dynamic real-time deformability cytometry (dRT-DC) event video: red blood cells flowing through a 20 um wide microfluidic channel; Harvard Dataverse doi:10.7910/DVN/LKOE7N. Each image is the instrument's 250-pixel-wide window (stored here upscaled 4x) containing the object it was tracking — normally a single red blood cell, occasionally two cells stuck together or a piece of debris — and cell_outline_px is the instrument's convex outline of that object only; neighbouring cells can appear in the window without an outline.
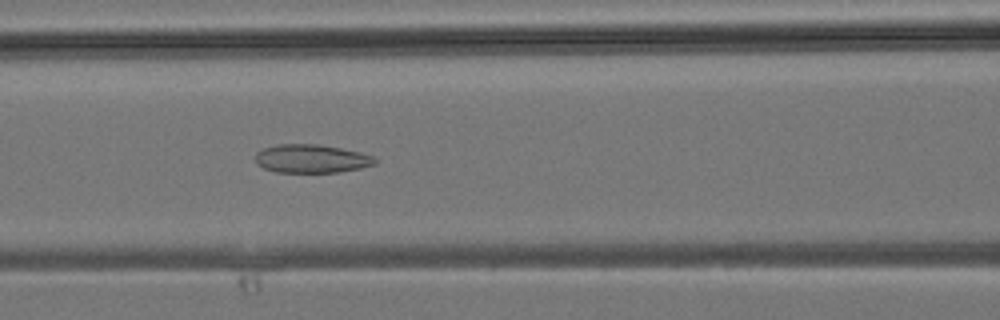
{"species": "common noctule bat (a hibernating species)", "species_latin": "Nyctalus noctula", "temperature_condition": "room temperature", "stored_images_in_passage": 36, "camera_frame_rate_fps": 3000, "um_per_image_px": 0.085, "animal": {"sex": "male", "body_mass_g": 19.2, "forearm_length_mm": 51.8}, "frame": {"image": 1, "passage_image": 15, "time_ms": 4.667, "image_size_px": [1000, 320], "cell_outline_px": [[376, 164], [360, 168], [340, 172], [276, 172], [264, 168], [256, 164], [256, 152], [264, 148], [280, 144], [316, 144], [340, 148], [360, 152], [372, 156], [376, 160]], "centroid_in_image_um": [26.46, 13.49], "position_along_channel_um": 140.1, "area_um2": 19.71}}
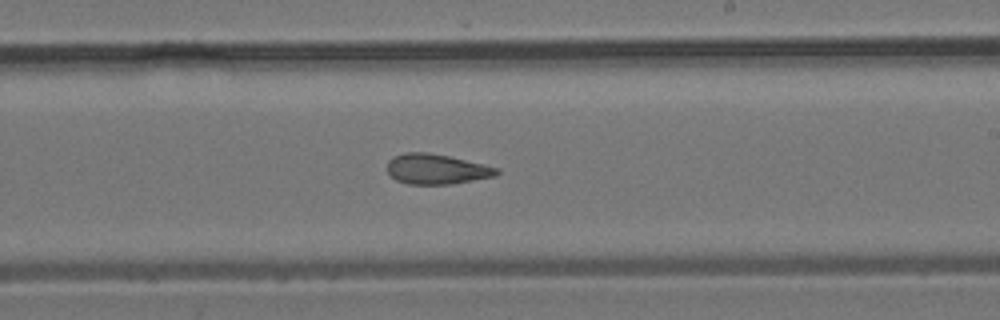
{"frame": {"image": 2, "passage_image": 21, "time_ms": 6.667, "image_size_px": [1000, 320], "cell_outline_px": [[500, 172], [496, 176], [448, 184], [408, 184], [396, 180], [388, 172], [388, 160], [392, 156], [404, 152], [428, 152], [448, 156], [500, 168]], "centroid_in_image_um": [37.09, 14.36], "position_along_channel_um": 251.9, "area_um2": 19.19}}
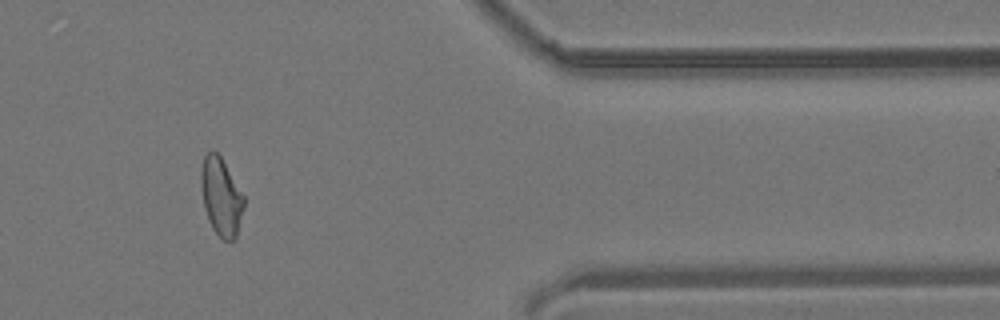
{"frame": {"image": 3, "passage_image": 30, "time_ms": 9.667, "image_size_px": [1000, 320], "cell_outline_px": [[244, 208], [236, 236], [232, 240], [224, 240], [212, 228], [204, 208], [200, 184], [200, 172], [204, 156], [212, 148], [220, 156], [244, 196]], "centroid_in_image_um": [18.77, 16.7], "position_along_channel_um": 392.6, "area_um2": 19.31}}